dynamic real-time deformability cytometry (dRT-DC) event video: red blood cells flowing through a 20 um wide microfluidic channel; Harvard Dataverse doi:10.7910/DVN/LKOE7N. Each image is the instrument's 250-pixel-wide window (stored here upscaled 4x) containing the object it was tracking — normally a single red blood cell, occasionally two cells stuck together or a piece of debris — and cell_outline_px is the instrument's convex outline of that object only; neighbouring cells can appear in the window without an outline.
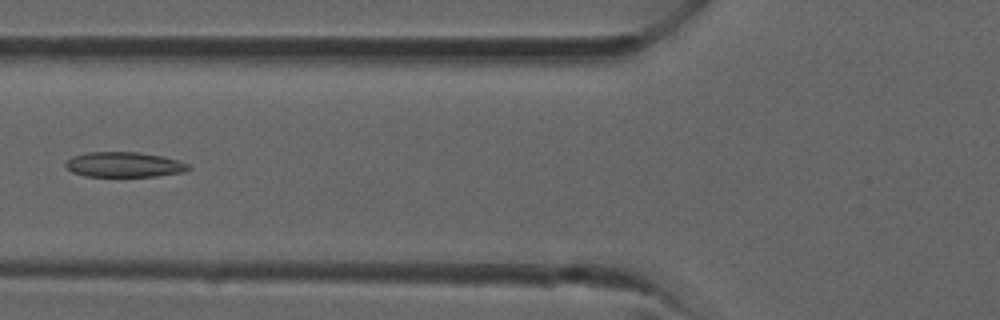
{"species": "common noctule bat (a hibernating species)", "species_latin": "Nyctalus noctula", "temperature_condition": "room temperature", "stored_images_in_passage": 25, "camera_frame_rate_fps": 3000, "um_per_image_px": 0.085, "animal": {"sex": "male", "forearm_length_mm": 52.5}, "frame": {"image": 1, "passage_image": 3, "time_ms": 0.667, "image_size_px": [1000, 320], "cell_outline_px": [[192, 168], [184, 172], [156, 176], [84, 176], [72, 172], [64, 168], [64, 164], [72, 156], [88, 152], [136, 152], [164, 156], [188, 164]], "centroid_in_image_um": [10.52, 13.99], "position_along_channel_um": 115.3, "area_um2": 18.03}}
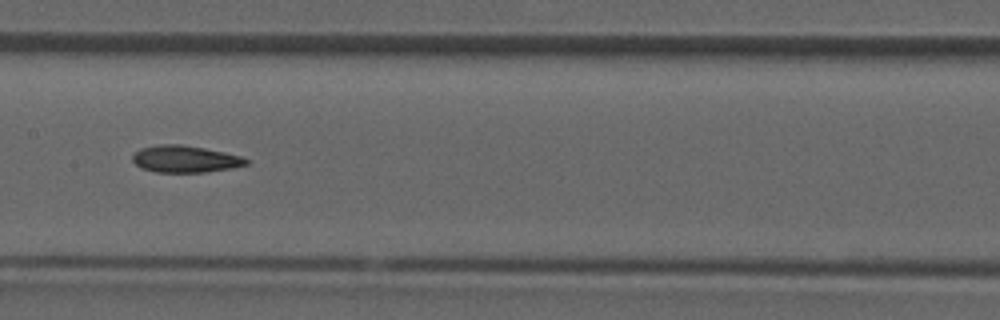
{"frame": {"image": 2, "passage_image": 7, "time_ms": 2.0, "image_size_px": [1000, 320], "cell_outline_px": [[248, 164], [232, 168], [208, 172], [156, 172], [140, 168], [132, 160], [132, 156], [140, 148], [160, 144], [180, 144], [204, 148], [224, 152], [240, 156], [248, 160]], "centroid_in_image_um": [15.72, 13.52], "position_along_channel_um": 191.7, "area_um2": 17.8}}
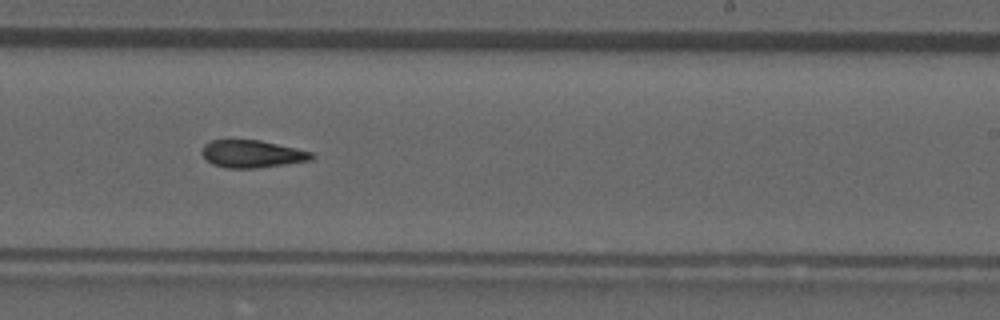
{"frame": {"image": 3, "passage_image": 11, "time_ms": 3.333, "image_size_px": [1000, 320], "cell_outline_px": [[312, 160], [256, 168], [228, 168], [212, 164], [200, 152], [200, 148], [204, 144], [212, 140], [260, 140], [296, 148], [312, 152]], "centroid_in_image_um": [21.38, 13.07], "position_along_channel_um": 267.6, "area_um2": 17.46}}